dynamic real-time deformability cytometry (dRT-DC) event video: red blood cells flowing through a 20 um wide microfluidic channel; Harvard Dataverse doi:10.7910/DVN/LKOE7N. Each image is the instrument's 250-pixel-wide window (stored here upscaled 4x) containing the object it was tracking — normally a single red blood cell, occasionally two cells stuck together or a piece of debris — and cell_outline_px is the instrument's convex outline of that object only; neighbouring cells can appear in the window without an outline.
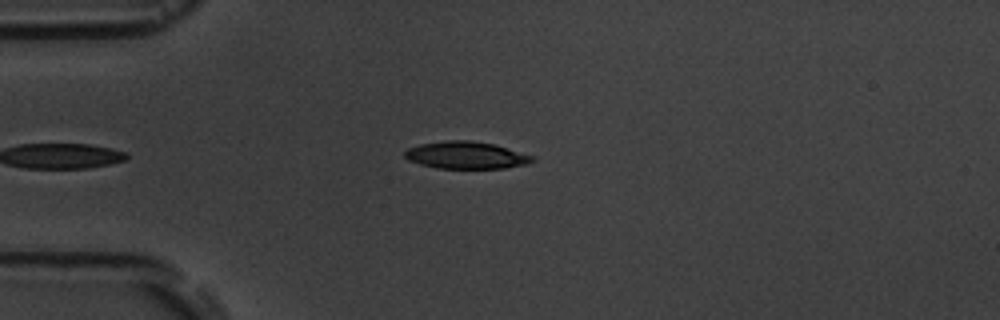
{"species": "common noctule bat (a hibernating species)", "species_latin": "Nyctalus noctula", "temperature_condition": "room temperature", "stored_images_in_passage": 5, "camera_frame_rate_fps": 3000, "um_per_image_px": 0.085, "animal": {"sex": "male", "body_mass_g": 19.5, "forearm_length_mm": 54.6}, "frame": {"image": 1, "passage_image": 5, "time_ms": 4.667, "image_size_px": [1000, 320], "cell_outline_px": [[536, 160], [528, 164], [504, 168], [436, 168], [420, 164], [408, 160], [404, 156], [404, 152], [408, 148], [420, 144], [448, 140], [472, 140], [492, 144], [536, 156]], "centroid_in_image_um": [39.64, 13.19], "position_along_channel_um": 45.4, "area_um2": 20.29}}